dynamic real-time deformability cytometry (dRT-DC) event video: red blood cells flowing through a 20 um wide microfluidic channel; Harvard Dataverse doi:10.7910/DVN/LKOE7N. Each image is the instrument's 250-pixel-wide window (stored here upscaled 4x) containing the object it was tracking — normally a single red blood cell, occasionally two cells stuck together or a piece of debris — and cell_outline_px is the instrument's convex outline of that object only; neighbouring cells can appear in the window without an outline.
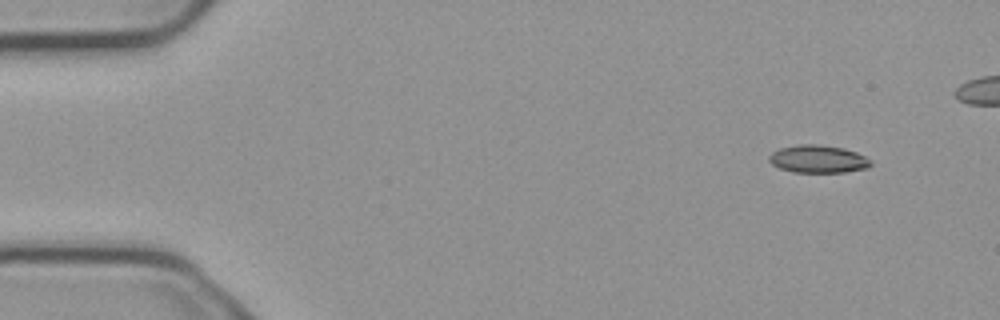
{"species": "common noctule bat (a hibernating species)", "species_latin": "Nyctalus noctula", "temperature_condition": "cold", "stored_images_in_passage": 7, "camera_frame_rate_fps": 3000, "um_per_image_px": 0.085, "animal": {"sex": "male", "body_mass_g": 23.1, "forearm_length_mm": 52.7}, "frame": {"image": 1, "passage_image": 1, "time_ms": 0.0, "image_size_px": [1000, 320], "cell_outline_px": [[872, 164], [868, 168], [844, 172], [792, 172], [780, 168], [772, 164], [768, 160], [768, 156], [772, 152], [780, 148], [800, 144], [820, 144], [844, 148], [856, 152], [872, 160]], "centroid_in_image_um": [69.54, 13.51], "position_along_channel_um": 15.5, "area_um2": 16.53}}
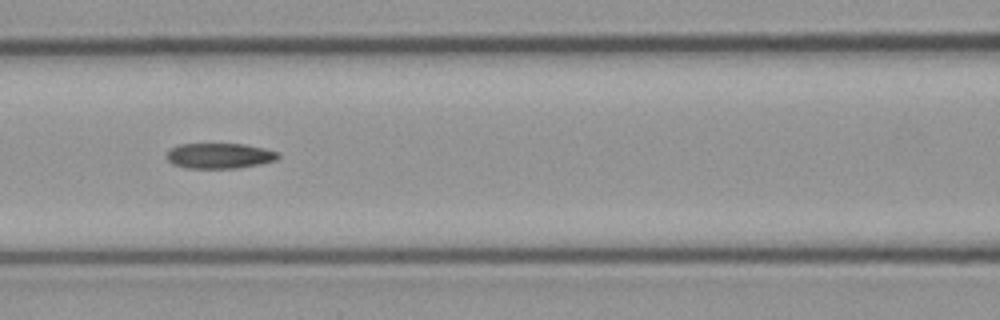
{"frame": {"image": 2, "passage_image": 5, "time_ms": 1.333, "image_size_px": [1000, 320], "cell_outline_px": [[280, 156], [276, 160], [260, 164], [240, 168], [184, 168], [172, 164], [168, 160], [168, 152], [176, 144], [244, 144], [264, 148], [280, 152]], "centroid_in_image_um": [18.69, 13.24], "position_along_channel_um": 147.9, "area_um2": 16.59}}
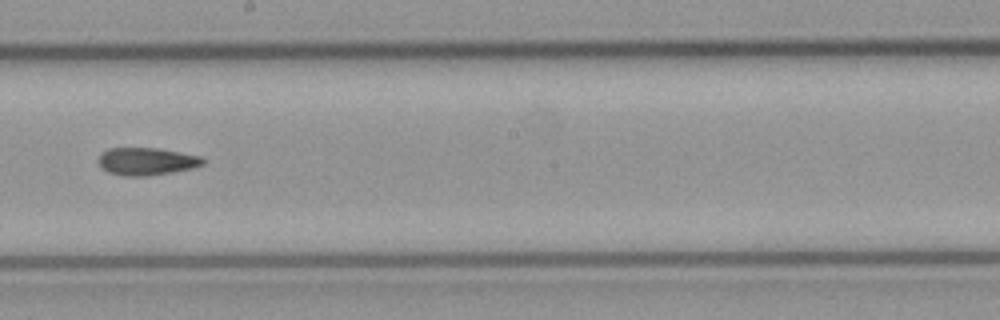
{"frame": {"image": 3, "passage_image": 7, "time_ms": 2.0, "image_size_px": [1000, 320], "cell_outline_px": [[204, 164], [192, 168], [172, 172], [148, 176], [124, 176], [108, 172], [100, 168], [100, 152], [108, 148], [160, 148], [200, 156], [204, 160]], "centroid_in_image_um": [12.44, 13.71], "position_along_channel_um": 235.8, "area_um2": 16.82}}